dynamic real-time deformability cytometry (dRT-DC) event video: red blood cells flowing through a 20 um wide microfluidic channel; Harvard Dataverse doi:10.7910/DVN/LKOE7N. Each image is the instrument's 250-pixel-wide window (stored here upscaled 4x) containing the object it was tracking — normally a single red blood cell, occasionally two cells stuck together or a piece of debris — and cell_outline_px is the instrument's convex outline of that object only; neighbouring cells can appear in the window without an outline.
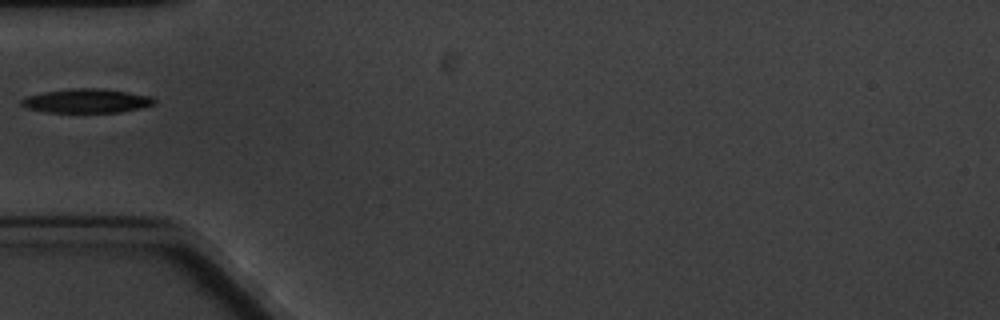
{"species": "common noctule bat (a hibernating species)", "species_latin": "Nyctalus noctula", "temperature_condition": "cold", "stored_images_in_passage": 1, "camera_frame_rate_fps": 3000, "um_per_image_px": 0.085, "animal": {"sex": "male", "body_mass_g": 20.1, "forearm_length_mm": 53.5}, "frame": {"image": 1, "passage_image": 1, "time_ms": 0.0, "image_size_px": [1000, 320], "cell_outline_px": [[156, 104], [140, 108], [120, 112], [48, 112], [28, 108], [20, 104], [20, 100], [28, 96], [44, 92], [72, 88], [100, 88], [152, 96], [156, 100]], "centroid_in_image_um": [7.39, 8.57], "position_along_channel_um": 77.6, "area_um2": 18.5}}